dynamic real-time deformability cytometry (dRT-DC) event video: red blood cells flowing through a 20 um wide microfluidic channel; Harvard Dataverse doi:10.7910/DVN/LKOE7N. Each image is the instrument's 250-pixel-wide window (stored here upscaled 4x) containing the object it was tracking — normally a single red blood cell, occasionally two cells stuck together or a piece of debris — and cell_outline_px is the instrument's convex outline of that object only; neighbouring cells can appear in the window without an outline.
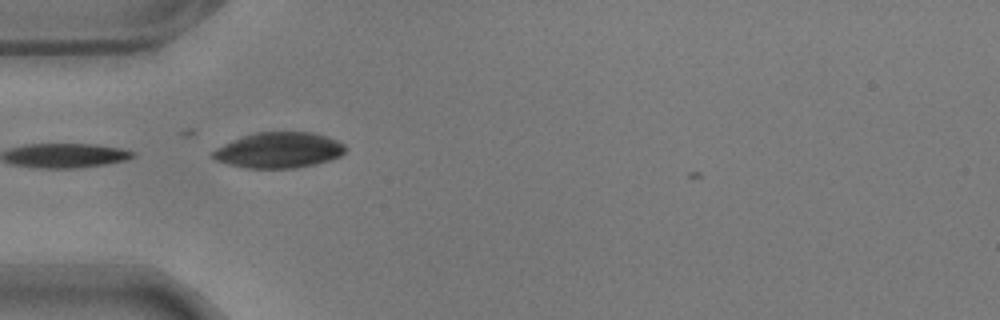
{"species": "common noctule bat (a hibernating species)", "species_latin": "Nyctalus noctula", "temperature_condition": "warm", "stored_images_in_passage": 26, "camera_frame_rate_fps": 3000, "um_per_image_px": 0.085, "animal": {"sex": "male", "body_mass_g": 17.9}, "frame": {"image": 1, "passage_image": 1, "time_ms": 0.0, "image_size_px": [1000, 320], "cell_outline_px": [[348, 148], [340, 156], [316, 164], [292, 168], [244, 168], [228, 164], [216, 160], [212, 156], [212, 152], [216, 148], [240, 136], [256, 132], [312, 132], [328, 136], [344, 144]], "centroid_in_image_um": [23.7, 12.76], "position_along_channel_um": 61.3, "area_um2": 27.63}}